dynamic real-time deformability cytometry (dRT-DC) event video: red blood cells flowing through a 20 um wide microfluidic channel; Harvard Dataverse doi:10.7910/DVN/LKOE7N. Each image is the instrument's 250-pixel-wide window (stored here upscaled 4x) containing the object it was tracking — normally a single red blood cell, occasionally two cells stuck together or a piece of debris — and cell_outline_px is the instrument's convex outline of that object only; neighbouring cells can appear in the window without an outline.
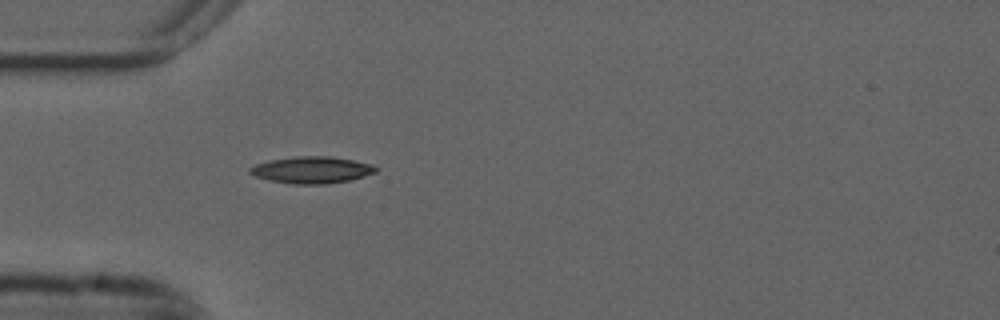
{"species": "common noctule bat (a hibernating species)", "species_latin": "Nyctalus noctula", "temperature_condition": "cold", "stored_images_in_passage": 28, "camera_frame_rate_fps": 3000, "um_per_image_px": 0.085, "animal": {"sex": "male", "forearm_length_mm": 52.5}, "frame": {"image": 1, "passage_image": 1, "time_ms": 0.0, "image_size_px": [1000, 320], "cell_outline_px": [[376, 172], [364, 176], [348, 180], [324, 184], [292, 184], [268, 180], [256, 176], [248, 172], [248, 168], [256, 164], [272, 160], [296, 156], [332, 156], [372, 164], [376, 168]], "centroid_in_image_um": [26.48, 14.44], "position_along_channel_um": 58.5, "area_um2": 19.48}}
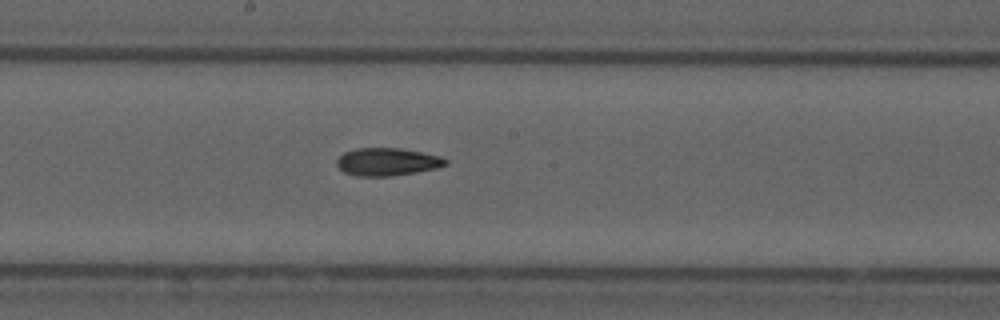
{"frame": {"image": 2, "passage_image": 14, "time_ms": 4.333, "image_size_px": [1000, 320], "cell_outline_px": [[448, 164], [436, 168], [416, 172], [388, 176], [356, 176], [344, 172], [336, 164], [336, 160], [344, 152], [356, 148], [400, 148], [440, 156], [448, 160]], "centroid_in_image_um": [32.9, 13.75], "position_along_channel_um": 215.3, "area_um2": 17.51}}
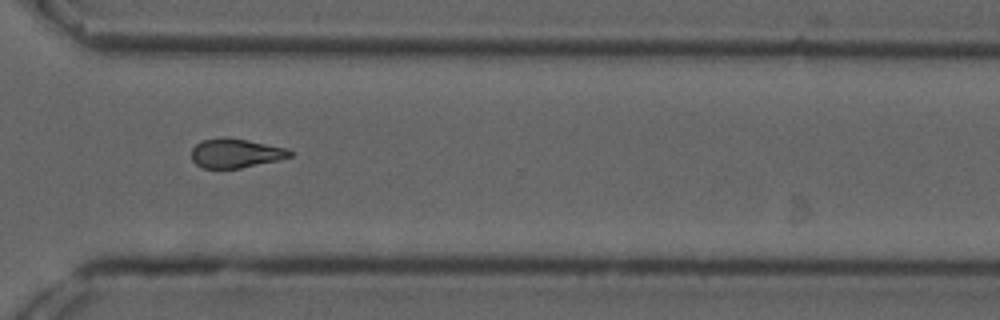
{"frame": {"image": 3, "passage_image": 25, "time_ms": 8.0, "image_size_px": [1000, 320], "cell_outline_px": [[296, 152], [292, 156], [280, 160], [240, 168], [204, 168], [196, 164], [192, 160], [192, 148], [200, 140], [224, 136], [228, 136], [288, 148]], "centroid_in_image_um": [20.07, 13.0], "position_along_channel_um": 350.5, "area_um2": 17.11}, "authors_computed_cell_mechanics": {"area_um2": 17.5134, "velocity_mm_per_s": 3.6955, "shape_relaxation_time_tau1_ms": 8.8872, "shape_relaxation_time_tau2_ms": null, "deformation_change_tau1": 0.1958, "deformation_change_tau2": null}}